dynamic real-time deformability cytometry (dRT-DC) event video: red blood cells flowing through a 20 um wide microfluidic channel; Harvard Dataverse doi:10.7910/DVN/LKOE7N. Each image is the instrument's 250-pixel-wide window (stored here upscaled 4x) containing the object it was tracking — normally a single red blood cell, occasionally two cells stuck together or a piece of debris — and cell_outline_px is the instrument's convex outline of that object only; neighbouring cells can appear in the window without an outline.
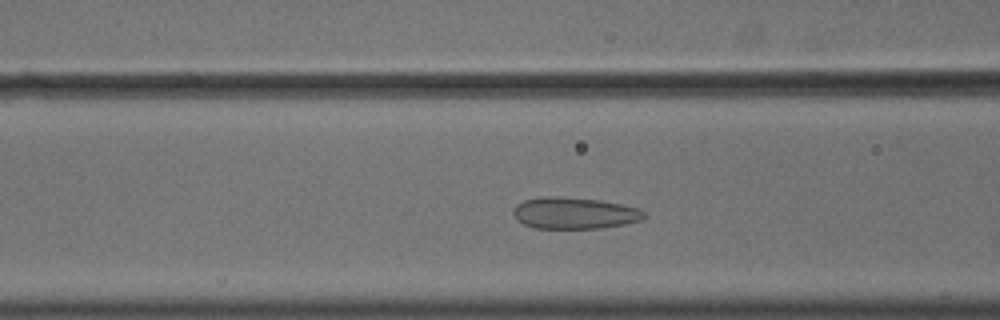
{"species": "common noctule bat (a hibernating species)", "species_latin": "Nyctalus noctula", "temperature_condition": "cold", "stored_images_in_passage": 47, "camera_frame_rate_fps": 3000, "um_per_image_px": 0.085, "animal": {"sex": "male", "body_mass_g": 18.8}, "frame": {"image": 1, "passage_image": 14, "time_ms": 4.333, "image_size_px": [1000, 320], "cell_outline_px": [[644, 216], [640, 220], [624, 224], [600, 228], [536, 228], [524, 224], [516, 220], [512, 212], [516, 204], [524, 200], [540, 196], [556, 196], [600, 200], [640, 208], [644, 212]], "centroid_in_image_um": [48.78, 18.1], "position_along_channel_um": 117.8, "area_um2": 24.04}}
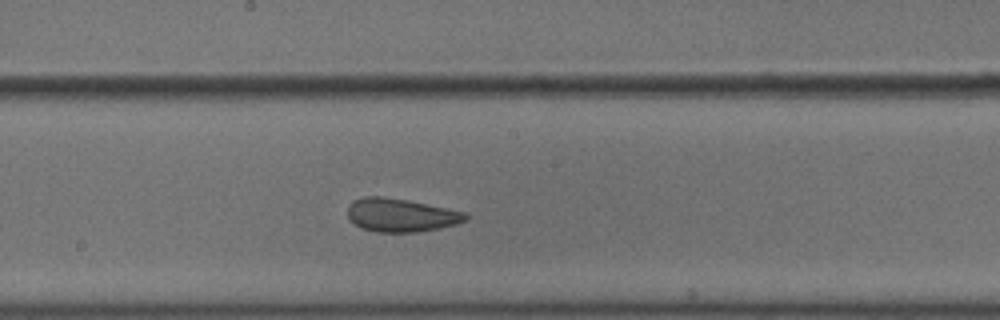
{"frame": {"image": 2, "passage_image": 22, "time_ms": 7.0, "image_size_px": [1000, 320], "cell_outline_px": [[468, 220], [456, 224], [440, 228], [416, 232], [376, 232], [360, 228], [348, 216], [348, 204], [352, 200], [364, 196], [384, 196], [408, 200], [464, 212], [468, 216]], "centroid_in_image_um": [34.05, 18.28], "position_along_channel_um": 214.2, "area_um2": 22.95}}
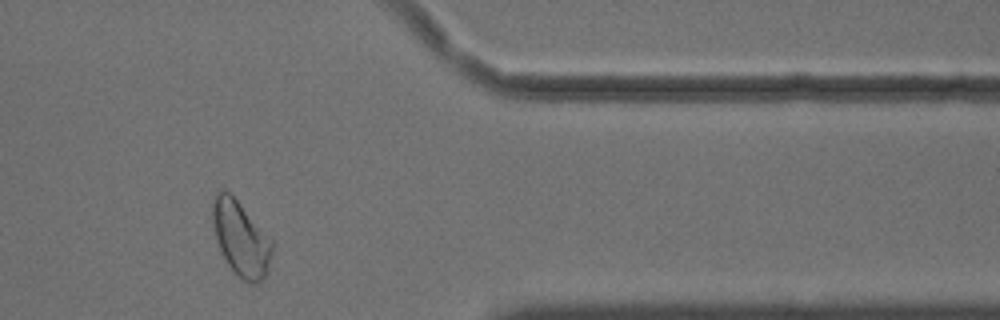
{"frame": {"image": 3, "passage_image": 38, "time_ms": 12.333, "image_size_px": [1000, 320], "cell_outline_px": [[272, 252], [268, 272], [256, 284], [248, 284], [236, 276], [220, 252], [216, 240], [212, 224], [212, 200], [216, 192], [220, 188], [224, 188], [240, 204], [272, 240]], "centroid_in_image_um": [20.44, 20.3], "position_along_channel_um": 391.0, "area_um2": 26.13}, "authors_computed_cell_mechanics": {"area_um2": 24.7962, "velocity_mm_per_s": 3.602, "shape_relaxation_time_tau1_ms": null, "shape_relaxation_time_tau2_ms": 1.2639, "deformation_change_tau1": null, "deformation_change_tau2": 0.0727}}